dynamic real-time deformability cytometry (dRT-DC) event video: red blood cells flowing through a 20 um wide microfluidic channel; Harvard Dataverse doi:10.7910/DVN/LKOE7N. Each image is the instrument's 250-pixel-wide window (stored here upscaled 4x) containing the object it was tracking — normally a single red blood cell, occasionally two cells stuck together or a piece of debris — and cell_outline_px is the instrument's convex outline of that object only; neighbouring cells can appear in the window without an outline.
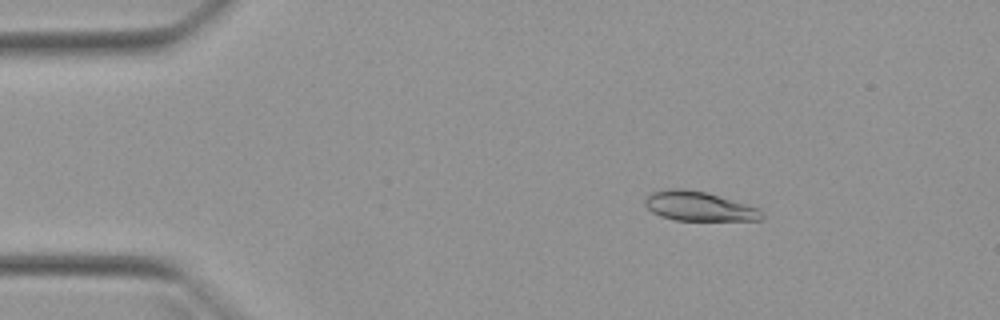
{"species": "Egyptian fruit bat (a non-hibernating species)", "species_latin": "Rousettus aegyptiacus", "temperature_condition": "warm", "stored_images_in_passage": 24, "camera_frame_rate_fps": 3000, "um_per_image_px": 0.085, "animal": {"sex": "female"}, "frame": {"image": 1, "passage_image": 6, "time_ms": 1.667, "image_size_px": [1000, 320], "cell_outline_px": [[764, 216], [760, 220], [676, 220], [660, 216], [652, 212], [644, 204], [644, 196], [652, 192], [668, 188], [680, 188], [704, 192], [760, 208]], "centroid_in_image_um": [59.36, 17.53], "position_along_channel_um": 25.6, "area_um2": 19.94}}
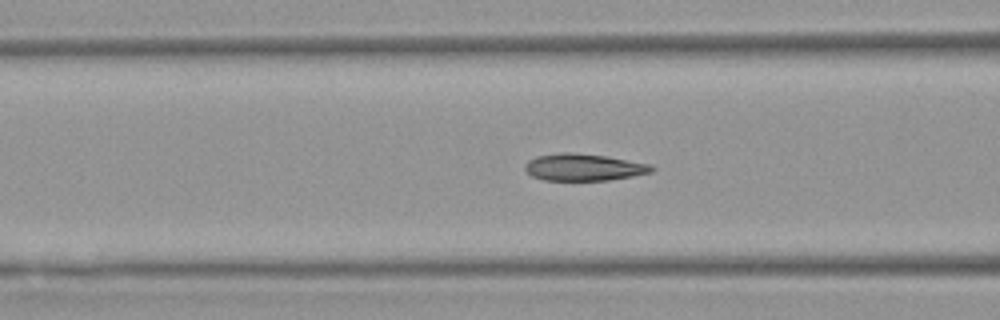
{"frame": {"image": 2, "passage_image": 18, "time_ms": 5.667, "image_size_px": [1000, 320], "cell_outline_px": [[656, 168], [652, 172], [632, 176], [608, 180], [544, 180], [532, 176], [524, 168], [524, 164], [528, 160], [536, 156], [560, 152], [568, 152], [608, 156], [652, 164]], "centroid_in_image_um": [49.63, 14.2], "position_along_channel_um": 117.0, "area_um2": 20.06}}
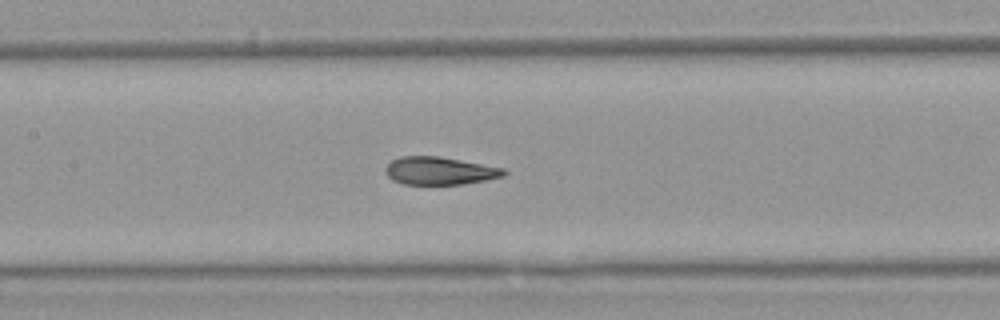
{"frame": {"image": 3, "passage_image": 22, "time_ms": 7.0, "image_size_px": [1000, 320], "cell_outline_px": [[508, 172], [504, 176], [484, 180], [460, 184], [404, 184], [392, 180], [384, 172], [384, 168], [392, 160], [400, 156], [440, 156], [504, 168]], "centroid_in_image_um": [37.35, 14.51], "position_along_channel_um": 170.1, "area_um2": 19.19}}